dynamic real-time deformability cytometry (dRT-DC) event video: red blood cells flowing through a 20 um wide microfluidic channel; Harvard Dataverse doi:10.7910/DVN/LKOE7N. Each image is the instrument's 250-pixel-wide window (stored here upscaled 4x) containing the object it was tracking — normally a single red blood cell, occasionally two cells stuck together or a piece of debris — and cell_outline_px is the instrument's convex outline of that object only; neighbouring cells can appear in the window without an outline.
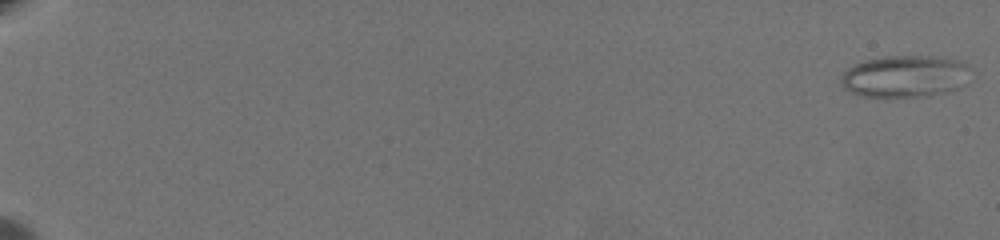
{"species": "common noctule bat (a hibernating species)", "species_latin": "Nyctalus noctula", "temperature_condition": "warm", "stored_images_in_passage": 65, "camera_frame_rate_fps": 3000, "um_per_image_px": 0.085, "animal": {"sex": "female", "body_mass_g": 19.5, "forearm_length_mm": 54.1}, "frame": {"image": 1, "passage_image": 1, "time_ms": 0.0, "image_size_px": [1000, 240], "cell_outline_px": [[972, 68], [968, 84], [960, 88], [928, 96], [864, 96], [852, 92], [844, 88], [840, 84], [840, 80], [844, 72], [848, 68], [864, 60], [884, 56], [932, 56], [960, 60], [968, 64]], "centroid_in_image_um": [77.01, 6.47], "position_along_channel_um": 8.0, "area_um2": 32.02}}
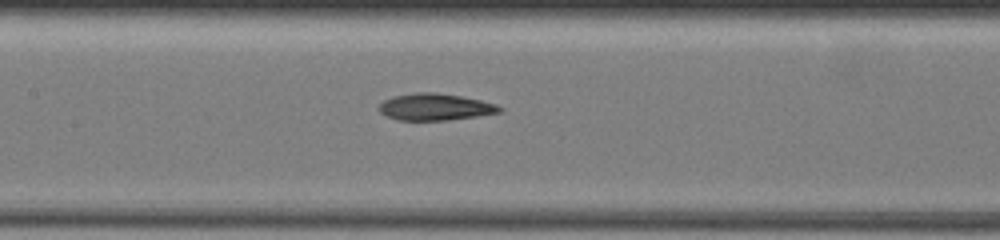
{"frame": {"image": 2, "passage_image": 36, "time_ms": 11.667, "image_size_px": [1000, 240], "cell_outline_px": [[504, 108], [500, 112], [476, 116], [448, 120], [396, 120], [380, 112], [376, 108], [384, 100], [392, 96], [416, 92], [436, 92], [460, 96], [480, 100], [496, 104]], "centroid_in_image_um": [36.95, 9.08], "position_along_channel_um": 170.4, "area_um2": 18.84}}
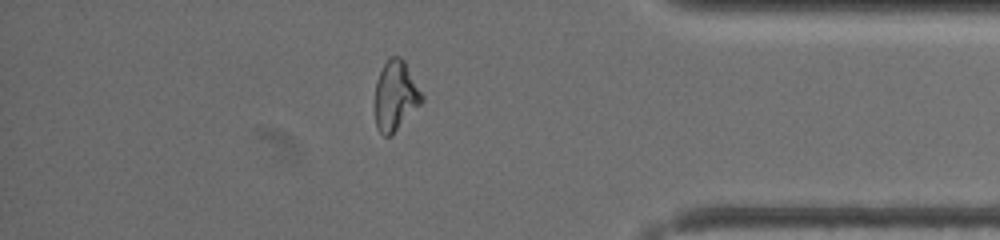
{"frame": {"image": 3, "passage_image": 58, "time_ms": 19.0, "image_size_px": [1000, 240], "cell_outline_px": [[424, 100], [392, 136], [384, 136], [376, 128], [376, 80], [384, 64], [392, 56], [400, 56], [404, 60], [424, 96]], "centroid_in_image_um": [33.63, 8.16], "position_along_channel_um": 401.6, "area_um2": 18.96}, "authors_computed_cell_mechanics": {"area_um2": 19.652, "velocity_mm_per_s": 3.4096, "shape_relaxation_time_tau1_ms": null, "shape_relaxation_time_tau2_ms": 1.92, "deformation_change_tau1": null, "deformation_change_tau2": 0.0913}}